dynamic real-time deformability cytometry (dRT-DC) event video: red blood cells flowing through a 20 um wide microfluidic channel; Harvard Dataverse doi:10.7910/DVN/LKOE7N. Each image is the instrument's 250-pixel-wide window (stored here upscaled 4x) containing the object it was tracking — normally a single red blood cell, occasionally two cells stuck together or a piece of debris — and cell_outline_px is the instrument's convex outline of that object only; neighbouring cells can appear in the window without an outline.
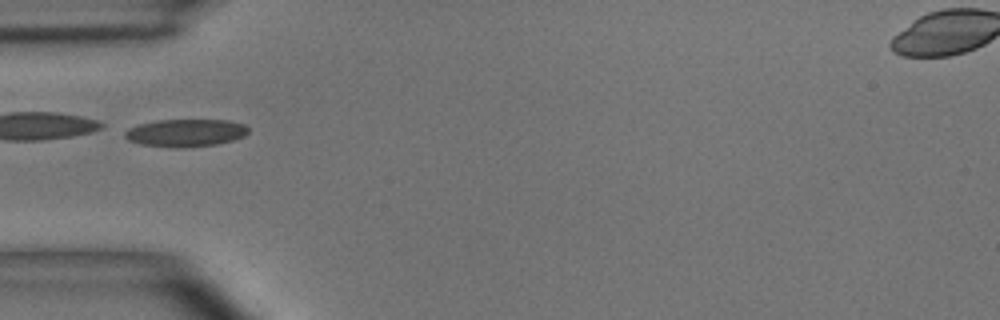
{"species": "common noctule bat (a hibernating species)", "species_latin": "Nyctalus noctula", "temperature_condition": "room temperature", "stored_images_in_passage": 3, "camera_frame_rate_fps": 3000, "um_per_image_px": 0.085, "animal": {"sex": "male", "body_mass_g": 15.6}, "frame": {"image": 1, "passage_image": 1, "time_ms": 0.0, "image_size_px": [1000, 320], "cell_outline_px": [[248, 132], [244, 136], [232, 140], [216, 144], [184, 148], [172, 148], [140, 144], [128, 140], [124, 136], [124, 132], [128, 128], [140, 124], [156, 120], [228, 120], [244, 124], [248, 128]], "centroid_in_image_um": [15.75, 11.3], "position_along_channel_um": 69.2, "area_um2": 19.94}}